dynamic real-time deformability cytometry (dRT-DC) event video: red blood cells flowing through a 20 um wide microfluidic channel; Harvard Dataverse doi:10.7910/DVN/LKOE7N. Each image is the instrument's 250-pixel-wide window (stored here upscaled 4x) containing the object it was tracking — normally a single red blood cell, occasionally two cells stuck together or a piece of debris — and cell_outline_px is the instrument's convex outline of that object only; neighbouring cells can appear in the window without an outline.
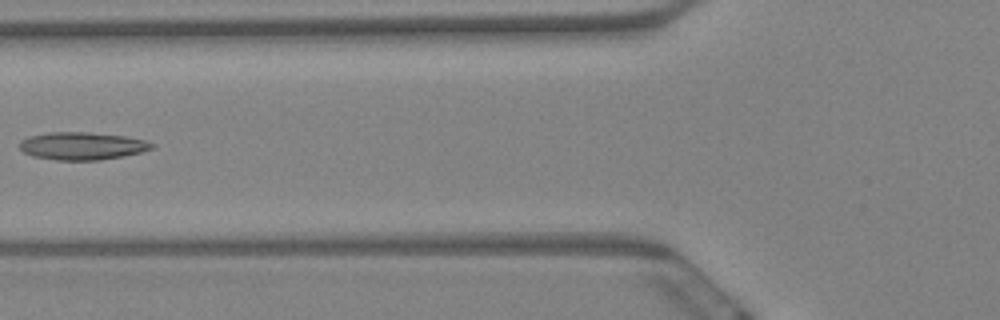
{"species": "Egyptian fruit bat (a non-hibernating species)", "species_latin": "Rousettus aegyptiacus", "temperature_condition": "warm", "stored_images_in_passage": 9, "camera_frame_rate_fps": 3000, "um_per_image_px": 0.085, "animal": {"sex": "female"}, "frame": {"image": 1, "passage_image": 8, "time_ms": 2.333, "image_size_px": [1000, 320], "cell_outline_px": [[156, 148], [124, 156], [100, 160], [56, 160], [32, 156], [24, 152], [20, 148], [20, 140], [28, 136], [48, 132], [88, 132], [124, 136], [144, 140], [156, 144]], "centroid_in_image_um": [6.99, 12.4], "position_along_channel_um": 118.8, "area_um2": 21.44}}
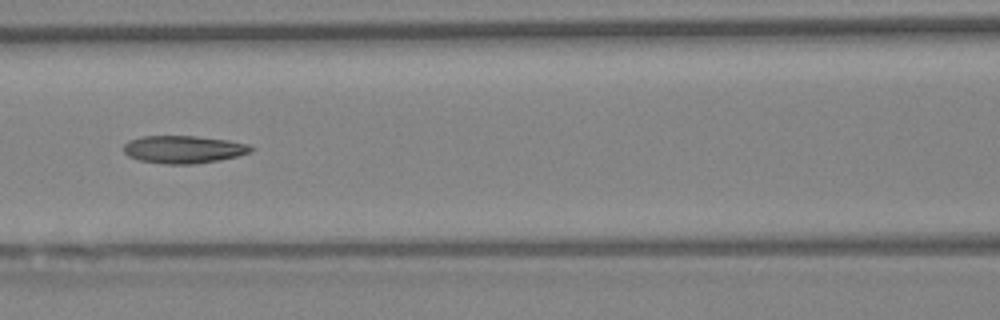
{"frame": {"image": 2, "passage_image": 9, "time_ms": 2.667, "image_size_px": [1000, 320], "cell_outline_px": [[252, 152], [220, 160], [192, 164], [164, 164], [140, 160], [128, 156], [124, 152], [124, 144], [128, 140], [140, 136], [196, 136], [228, 140], [248, 144], [252, 148]], "centroid_in_image_um": [15.57, 12.69], "position_along_channel_um": 151.0, "area_um2": 20.52}}